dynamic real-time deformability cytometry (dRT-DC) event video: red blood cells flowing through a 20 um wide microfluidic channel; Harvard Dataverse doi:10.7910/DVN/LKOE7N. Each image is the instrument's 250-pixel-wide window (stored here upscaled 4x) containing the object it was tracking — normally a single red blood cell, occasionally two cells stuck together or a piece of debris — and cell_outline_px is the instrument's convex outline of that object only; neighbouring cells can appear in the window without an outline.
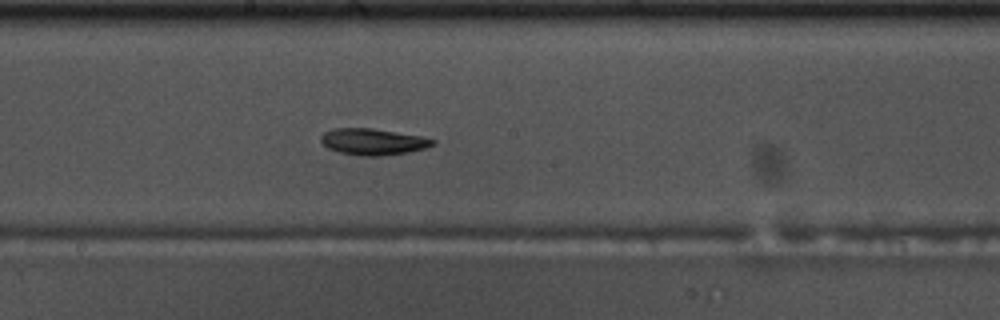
{"species": "common noctule bat (a hibernating species)", "species_latin": "Nyctalus noctula", "temperature_condition": "warm", "stored_images_in_passage": 53, "camera_frame_rate_fps": 3000, "um_per_image_px": 0.085, "animal": {"sex": "male", "body_mass_g": 17.5, "forearm_length_mm": 52.3}, "frame": {"image": 1, "passage_image": 28, "time_ms": 9.0, "image_size_px": [1000, 320], "cell_outline_px": [[436, 144], [424, 148], [408, 152], [380, 156], [360, 156], [340, 152], [328, 148], [320, 140], [320, 136], [324, 132], [332, 128], [372, 128], [420, 136], [436, 140]], "centroid_in_image_um": [31.69, 12.04], "position_along_channel_um": 216.5, "area_um2": 17.17}}
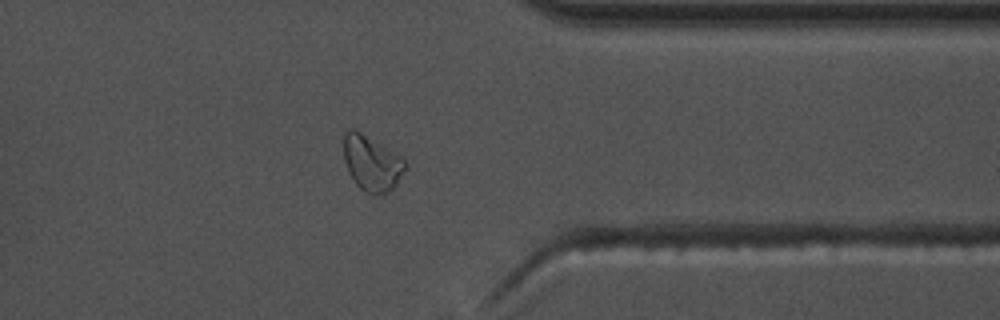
{"frame": {"image": 2, "passage_image": 42, "time_ms": 13.667, "image_size_px": [1000, 320], "cell_outline_px": [[408, 168], [396, 184], [388, 192], [376, 196], [372, 196], [364, 192], [352, 180], [348, 172], [344, 160], [344, 132], [348, 128], [356, 128], [400, 156], [408, 164]], "centroid_in_image_um": [31.59, 13.88], "position_along_channel_um": 379.8, "area_um2": 20.29}}
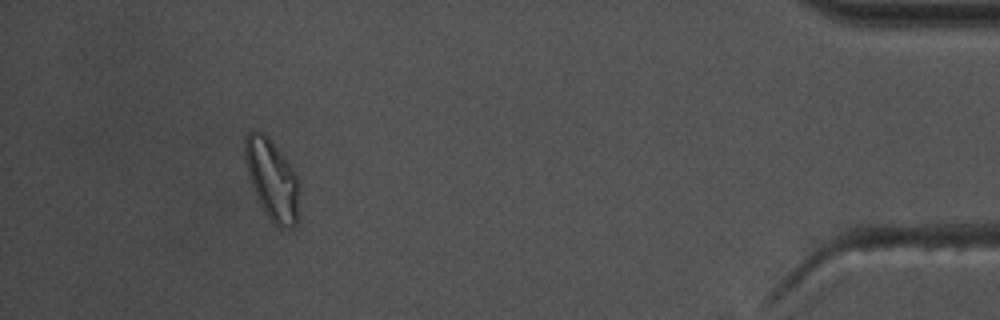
{"frame": {"image": 3, "passage_image": 49, "time_ms": 16.0, "image_size_px": [1000, 320], "cell_outline_px": [[300, 188], [296, 224], [276, 224], [268, 216], [260, 204], [256, 196], [248, 176], [244, 156], [244, 136], [248, 132], [256, 128], [280, 152], [300, 180]], "centroid_in_image_um": [23.1, 15.2], "position_along_channel_um": 412.1, "area_um2": 24.85}, "authors_computed_cell_mechanics": {"area_um2": 17.1666, "velocity_mm_per_s": 3.6671, "shape_relaxation_time_tau1_ms": 3.0579, "shape_relaxation_time_tau2_ms": null, "deformation_change_tau1": 0.1434, "deformation_change_tau2": null}}